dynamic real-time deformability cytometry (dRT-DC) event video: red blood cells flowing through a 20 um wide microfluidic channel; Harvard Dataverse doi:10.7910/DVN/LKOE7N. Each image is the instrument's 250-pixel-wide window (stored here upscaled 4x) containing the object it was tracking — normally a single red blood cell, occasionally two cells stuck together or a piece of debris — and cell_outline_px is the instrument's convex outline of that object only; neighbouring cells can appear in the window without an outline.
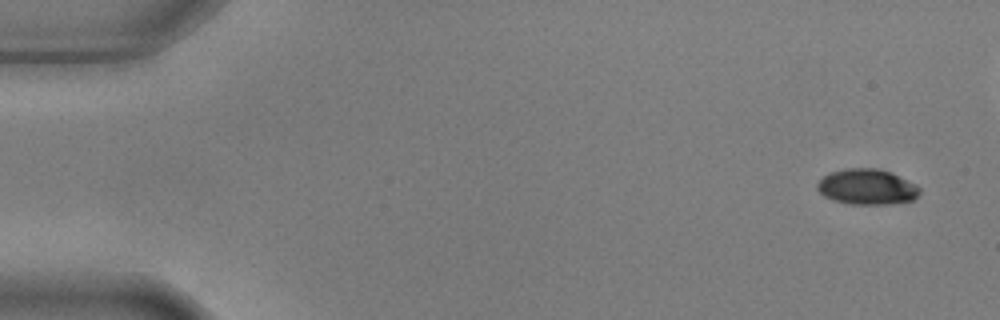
{"species": "common noctule bat (a hibernating species)", "species_latin": "Nyctalus noctula", "temperature_condition": "warm", "stored_images_in_passage": 6, "camera_frame_rate_fps": 3000, "um_per_image_px": 0.085, "animal": {"sex": "male", "body_mass_g": 17.9, "forearm_length_mm": 54.2}, "frame": {"image": 1, "passage_image": 1, "time_ms": 0.0, "image_size_px": [1000, 320], "cell_outline_px": [[920, 192], [912, 200], [884, 204], [852, 204], [836, 200], [824, 196], [816, 188], [816, 184], [824, 176], [832, 172], [848, 168], [880, 168], [892, 172], [916, 184], [920, 188]], "centroid_in_image_um": [73.71, 15.86], "position_along_channel_um": 11.3, "area_um2": 21.04}}
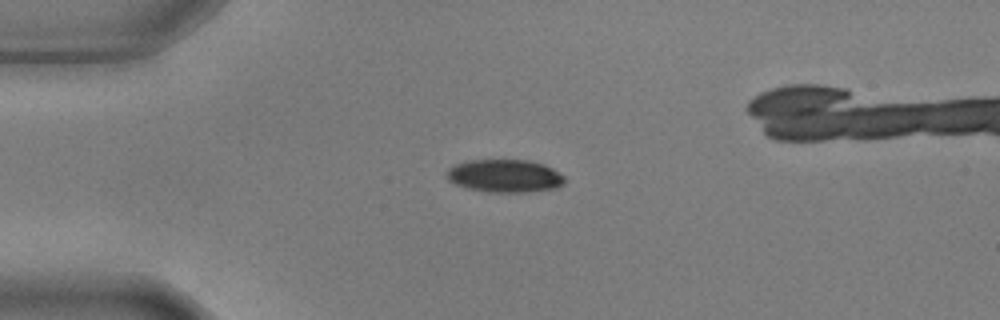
{"frame": {"image": 2, "passage_image": 4, "time_ms": 1.0, "image_size_px": [1000, 320], "cell_outline_px": [[564, 184], [556, 188], [528, 192], [488, 192], [468, 188], [456, 184], [448, 180], [444, 176], [444, 172], [452, 164], [468, 160], [528, 160], [544, 164], [552, 168], [564, 176]], "centroid_in_image_um": [42.86, 14.94], "position_along_channel_um": 42.1, "area_um2": 22.89}}